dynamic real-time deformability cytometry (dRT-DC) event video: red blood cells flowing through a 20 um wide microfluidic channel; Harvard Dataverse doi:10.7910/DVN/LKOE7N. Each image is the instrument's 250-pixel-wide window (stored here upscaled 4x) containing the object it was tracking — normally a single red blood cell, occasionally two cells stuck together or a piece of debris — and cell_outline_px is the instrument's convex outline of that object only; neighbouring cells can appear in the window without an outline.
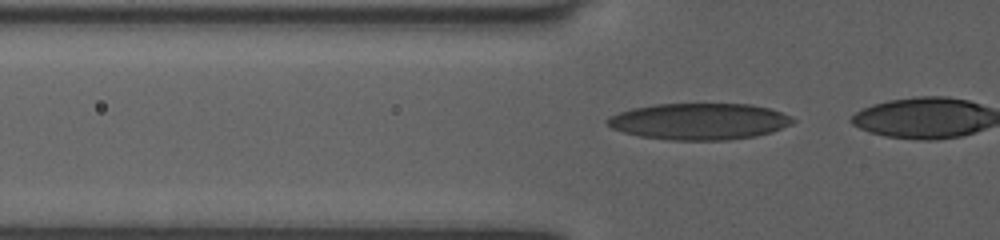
{"species": "human", "species_latin": "Homo sapiens", "temperature_condition": "room temperature", "stored_images_in_passage": 16, "camera_frame_rate_fps": 3000, "um_per_image_px": 0.085, "donor": {"sex": "female"}, "frame": {"image": 1, "passage_image": 14, "time_ms": 4.333, "image_size_px": [1000, 240], "cell_outline_px": [[796, 120], [792, 124], [772, 132], [756, 136], [724, 140], [672, 140], [640, 136], [624, 132], [612, 128], [604, 120], [620, 112], [632, 108], [656, 104], [752, 104], [768, 108], [780, 112]], "centroid_in_image_um": [59.45, 10.32], "position_along_channel_um": 66.4, "area_um2": 39.19}}